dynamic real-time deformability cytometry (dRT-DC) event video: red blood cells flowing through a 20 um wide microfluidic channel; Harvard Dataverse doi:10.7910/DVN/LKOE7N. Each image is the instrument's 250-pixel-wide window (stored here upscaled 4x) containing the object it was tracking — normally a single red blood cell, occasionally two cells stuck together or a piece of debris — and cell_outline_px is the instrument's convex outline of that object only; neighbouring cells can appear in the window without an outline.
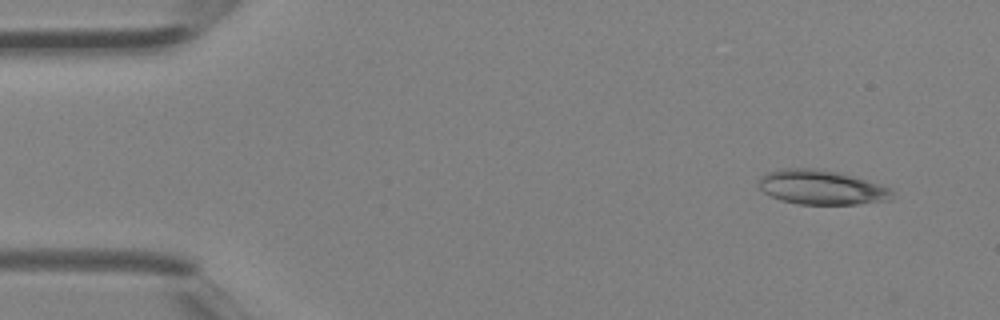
{"species": "Egyptian fruit bat (a non-hibernating species)", "species_latin": "Rousettus aegyptiacus", "temperature_condition": "room temperature", "stored_images_in_passage": 4, "camera_frame_rate_fps": 3000, "um_per_image_px": 0.085, "animal": {"sex": "female"}, "frame": {"image": 1, "passage_image": 1, "time_ms": 0.0, "image_size_px": [1000, 320], "cell_outline_px": [[892, 200], [856, 204], [796, 204], [780, 200], [764, 192], [756, 184], [760, 176], [768, 172], [784, 168], [816, 168], [840, 172], [892, 188]], "centroid_in_image_um": [69.81, 15.92], "position_along_channel_um": 15.2, "area_um2": 26.99}}
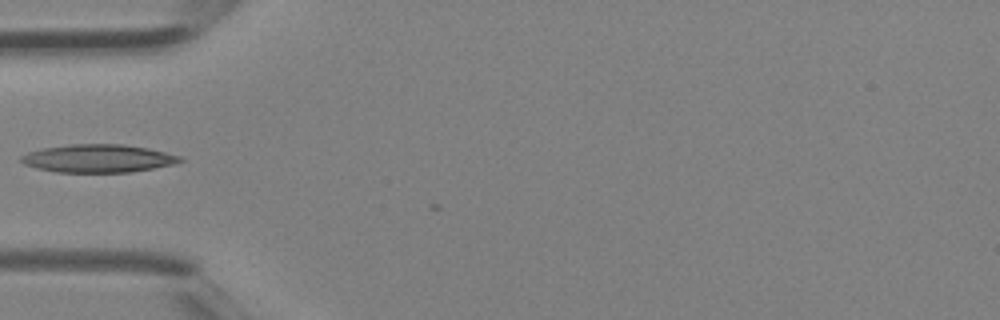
{"frame": {"image": 2, "passage_image": 4, "time_ms": 1.0, "image_size_px": [1000, 320], "cell_outline_px": [[184, 160], [172, 164], [132, 172], [56, 172], [36, 168], [24, 164], [20, 160], [20, 156], [28, 152], [40, 148], [72, 144], [120, 144], [148, 148], [180, 156]], "centroid_in_image_um": [8.29, 13.46], "position_along_channel_um": 76.7, "area_um2": 25.84}}